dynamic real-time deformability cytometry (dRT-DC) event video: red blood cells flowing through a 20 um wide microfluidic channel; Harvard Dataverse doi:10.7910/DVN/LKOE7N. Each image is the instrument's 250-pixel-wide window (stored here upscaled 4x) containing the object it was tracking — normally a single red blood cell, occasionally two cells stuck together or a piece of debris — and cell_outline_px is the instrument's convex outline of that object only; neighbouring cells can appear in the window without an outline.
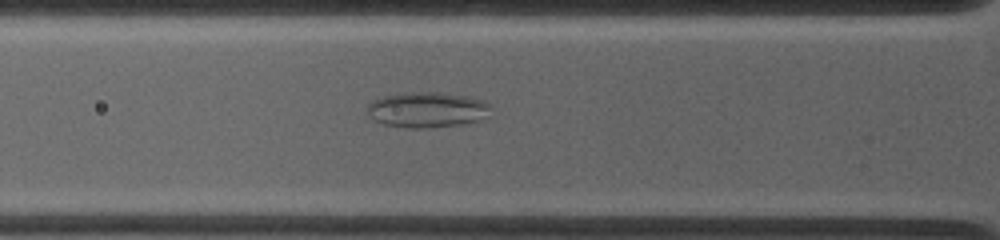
{"species": "common noctule bat (a hibernating species)", "species_latin": "Nyctalus noctula", "temperature_condition": "warm", "stored_images_in_passage": 18, "camera_frame_rate_fps": 4500, "um_per_image_px": 0.085, "animal": {"sex": "female", "body_mass_g": 19.0, "forearm_length_mm": 53.3}, "frame": {"image": 1, "passage_image": 13, "time_ms": 3.111, "image_size_px": [1000, 240], "cell_outline_px": [[492, 108], [480, 120], [464, 124], [428, 128], [404, 128], [384, 124], [372, 120], [368, 116], [368, 104], [372, 100], [384, 96], [412, 92], [436, 92], [468, 96], [484, 100], [492, 104]], "centroid_in_image_um": [36.31, 9.34], "position_along_channel_um": 89.5, "area_um2": 25.78}}